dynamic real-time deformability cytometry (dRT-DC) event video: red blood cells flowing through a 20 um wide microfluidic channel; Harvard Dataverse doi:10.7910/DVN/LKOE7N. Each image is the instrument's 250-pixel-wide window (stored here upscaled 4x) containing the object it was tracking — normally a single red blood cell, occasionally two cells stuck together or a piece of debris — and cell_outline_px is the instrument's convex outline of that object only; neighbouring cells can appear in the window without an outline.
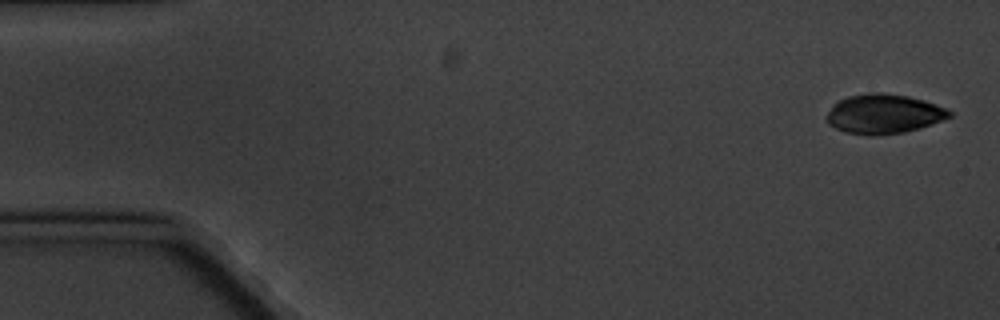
{"species": "common noctule bat (a hibernating species)", "species_latin": "Nyctalus noctula", "temperature_condition": "cold", "stored_images_in_passage": 10, "camera_frame_rate_fps": 3000, "um_per_image_px": 0.085, "animal": {"sex": "male", "body_mass_g": 20.1, "forearm_length_mm": 53.5}, "frame": {"image": 1, "passage_image": 1, "time_ms": 0.0, "image_size_px": [1000, 320], "cell_outline_px": [[952, 116], [920, 128], [904, 132], [876, 136], [844, 132], [828, 124], [824, 120], [824, 116], [832, 104], [848, 96], [868, 92], [880, 92], [908, 96], [924, 100], [944, 108], [952, 112]], "centroid_in_image_um": [75.05, 9.68], "position_along_channel_um": 9.9, "area_um2": 28.44}}
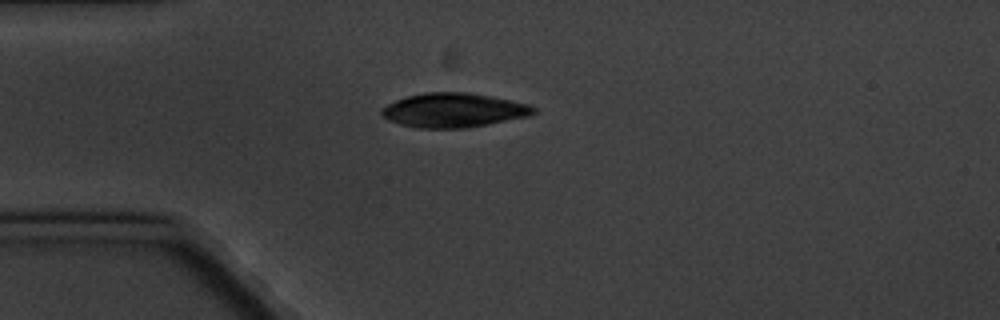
{"frame": {"image": 2, "passage_image": 5, "time_ms": 4.333, "image_size_px": [1000, 320], "cell_outline_px": [[540, 112], [528, 116], [468, 128], [416, 128], [400, 124], [388, 120], [380, 112], [380, 108], [396, 100], [408, 96], [424, 92], [468, 92], [528, 104], [536, 108]], "centroid_in_image_um": [38.55, 9.37], "position_along_channel_um": 46.5, "area_um2": 30.29}}